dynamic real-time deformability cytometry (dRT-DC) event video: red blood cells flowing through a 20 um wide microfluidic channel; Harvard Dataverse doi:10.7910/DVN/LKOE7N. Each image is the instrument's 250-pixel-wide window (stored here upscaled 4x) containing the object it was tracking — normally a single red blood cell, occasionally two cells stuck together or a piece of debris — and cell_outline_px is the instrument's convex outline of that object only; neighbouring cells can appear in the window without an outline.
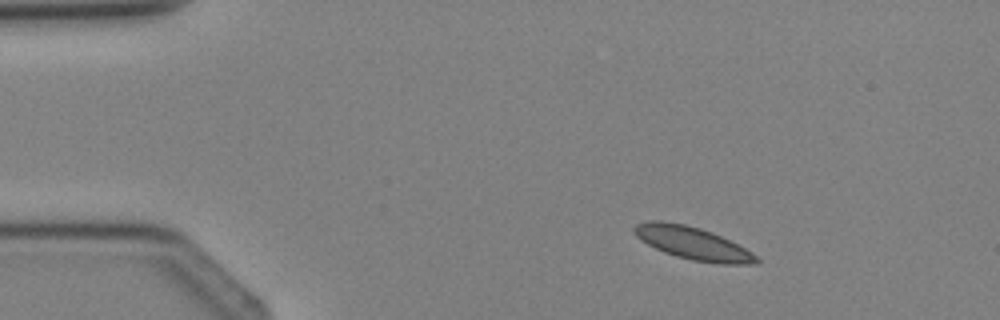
{"species": "Egyptian fruit bat (a non-hibernating species)", "species_latin": "Rousettus aegyptiacus", "temperature_condition": "cold", "stored_images_in_passage": 2, "camera_frame_rate_fps": 3000, "um_per_image_px": 0.085, "animal": {"sex": "female"}, "frame": {"image": 1, "passage_image": 1, "time_ms": 0.0, "image_size_px": [1000, 320], "cell_outline_px": [[760, 260], [756, 264], [724, 264], [692, 260], [676, 256], [664, 252], [648, 244], [636, 236], [632, 228], [636, 224], [648, 220], [660, 220], [684, 224], [700, 228], [712, 232], [752, 252]], "centroid_in_image_um": [58.86, 20.66], "position_along_channel_um": 26.1, "area_um2": 23.06}}